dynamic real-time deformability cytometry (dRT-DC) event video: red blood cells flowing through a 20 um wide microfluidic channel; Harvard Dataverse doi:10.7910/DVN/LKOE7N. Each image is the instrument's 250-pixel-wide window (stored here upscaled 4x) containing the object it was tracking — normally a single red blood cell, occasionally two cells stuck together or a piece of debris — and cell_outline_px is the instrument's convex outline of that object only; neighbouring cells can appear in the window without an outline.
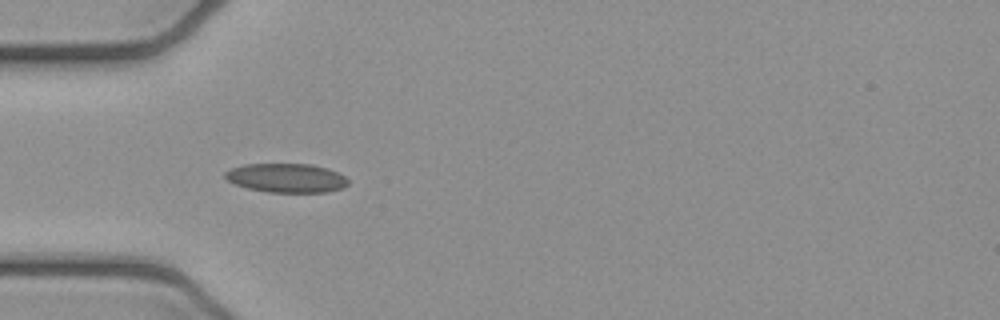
{"species": "common noctule bat (a hibernating species)", "species_latin": "Nyctalus noctula", "temperature_condition": "cold", "stored_images_in_passage": 6, "camera_frame_rate_fps": 3000, "um_per_image_px": 0.085, "animal": {"sex": "female", "body_mass_g": 21.9}, "frame": {"image": 1, "passage_image": 4, "time_ms": 1.0, "image_size_px": [1000, 320], "cell_outline_px": [[348, 184], [344, 188], [328, 192], [268, 192], [248, 188], [236, 184], [228, 180], [224, 176], [224, 172], [232, 168], [244, 164], [312, 164], [328, 168], [344, 176], [348, 180]], "centroid_in_image_um": [24.37, 15.12], "position_along_channel_um": 60.6, "area_um2": 20.81}}
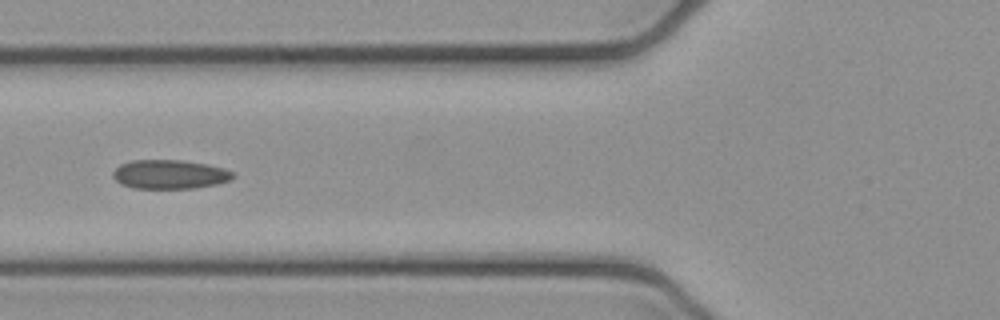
{"frame": {"image": 2, "passage_image": 5, "time_ms": 1.333, "image_size_px": [1000, 320], "cell_outline_px": [[236, 176], [232, 180], [216, 184], [196, 188], [132, 188], [120, 184], [112, 176], [112, 172], [120, 164], [132, 160], [180, 160], [208, 164], [224, 168], [236, 172]], "centroid_in_image_um": [14.46, 14.82], "position_along_channel_um": 111.3, "area_um2": 20.58}}
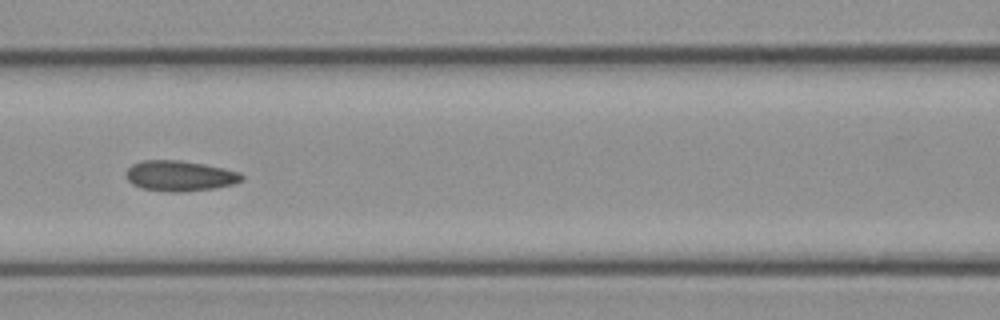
{"frame": {"image": 3, "passage_image": 6, "time_ms": 1.667, "image_size_px": [1000, 320], "cell_outline_px": [[244, 180], [232, 184], [212, 188], [184, 192], [168, 192], [140, 188], [132, 184], [128, 180], [124, 172], [132, 164], [144, 160], [180, 160], [204, 164], [224, 168], [240, 172], [244, 176]], "centroid_in_image_um": [15.26, 14.95], "position_along_channel_um": 151.3, "area_um2": 20.69}}